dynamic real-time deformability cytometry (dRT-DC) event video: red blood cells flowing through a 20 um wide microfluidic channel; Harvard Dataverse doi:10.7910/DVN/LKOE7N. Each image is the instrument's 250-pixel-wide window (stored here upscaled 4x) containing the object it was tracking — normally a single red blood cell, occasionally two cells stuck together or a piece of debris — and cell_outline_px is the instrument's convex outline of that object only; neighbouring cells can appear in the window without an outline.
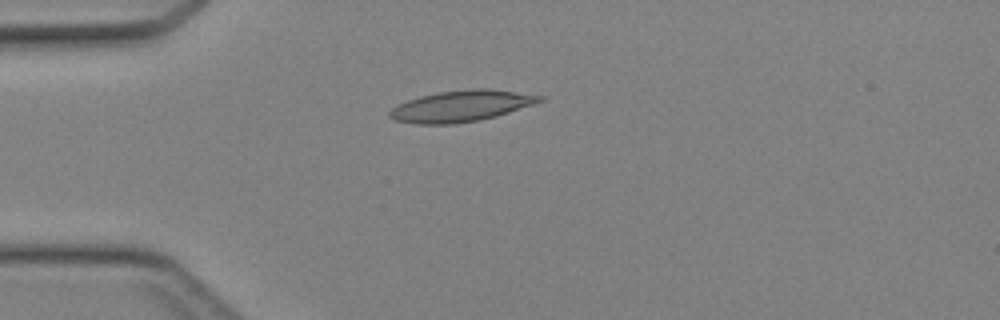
{"species": "Egyptian fruit bat (a non-hibernating species)", "species_latin": "Rousettus aegyptiacus", "temperature_condition": "cold", "stored_images_in_passage": 29, "camera_frame_rate_fps": 3000, "um_per_image_px": 0.085, "animal": {"sex": "female"}, "frame": {"image": 1, "passage_image": 1, "time_ms": 0.0, "image_size_px": [1000, 320], "cell_outline_px": [[544, 100], [536, 104], [496, 116], [480, 120], [452, 124], [416, 124], [396, 120], [388, 116], [388, 112], [392, 108], [408, 100], [420, 96], [436, 92], [476, 88], [488, 88], [544, 96]], "centroid_in_image_um": [39.22, 9.01], "position_along_channel_um": 45.8, "area_um2": 27.28}}
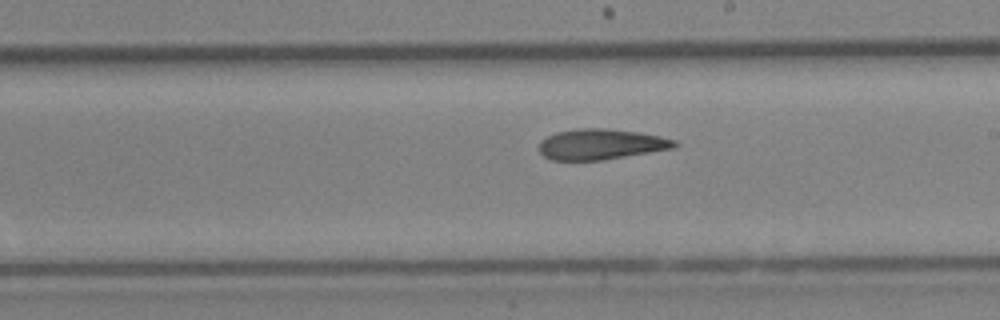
{"frame": {"image": 2, "passage_image": 15, "time_ms": 4.667, "image_size_px": [1000, 320], "cell_outline_px": [[680, 144], [676, 148], [600, 160], [548, 160], [540, 152], [540, 140], [556, 132], [576, 128], [608, 128], [640, 132], [660, 136], [676, 140]], "centroid_in_image_um": [51.1, 12.25], "position_along_channel_um": 237.9, "area_um2": 24.33}}
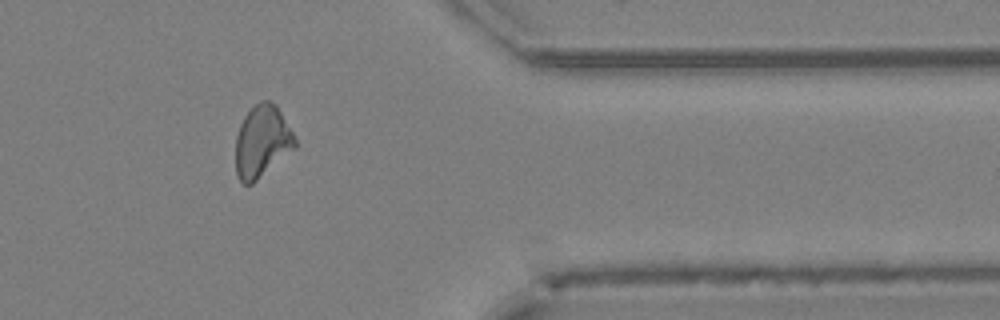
{"frame": {"image": 3, "passage_image": 26, "time_ms": 8.333, "image_size_px": [1000, 320], "cell_outline_px": [[296, 148], [252, 184], [244, 184], [236, 176], [236, 136], [240, 124], [244, 116], [260, 100], [268, 100], [276, 104], [292, 132], [296, 140]], "centroid_in_image_um": [22.27, 12.03], "position_along_channel_um": 389.1, "area_um2": 24.85}}